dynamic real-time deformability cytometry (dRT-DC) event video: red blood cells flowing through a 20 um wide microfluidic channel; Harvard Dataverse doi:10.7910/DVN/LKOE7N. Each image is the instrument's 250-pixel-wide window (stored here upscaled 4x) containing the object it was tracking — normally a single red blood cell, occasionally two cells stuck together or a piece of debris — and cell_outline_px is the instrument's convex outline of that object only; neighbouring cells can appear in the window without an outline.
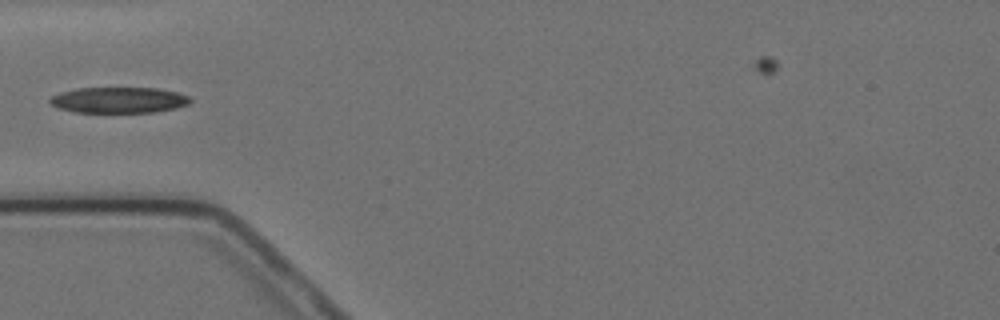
{"species": "Egyptian fruit bat (a non-hibernating species)", "species_latin": "Rousettus aegyptiacus", "temperature_condition": "cold", "stored_images_in_passage": 13, "camera_frame_rate_fps": 3000, "um_per_image_px": 0.085, "animal": {"sex": "female"}, "frame": {"image": 1, "passage_image": 3, "time_ms": 3.333, "image_size_px": [1000, 320], "cell_outline_px": [[192, 100], [188, 104], [176, 108], [156, 112], [76, 112], [56, 108], [48, 100], [52, 96], [60, 92], [76, 88], [160, 88], [176, 92], [188, 96]], "centroid_in_image_um": [10.09, 8.5], "position_along_channel_um": 74.9, "area_um2": 21.21}}
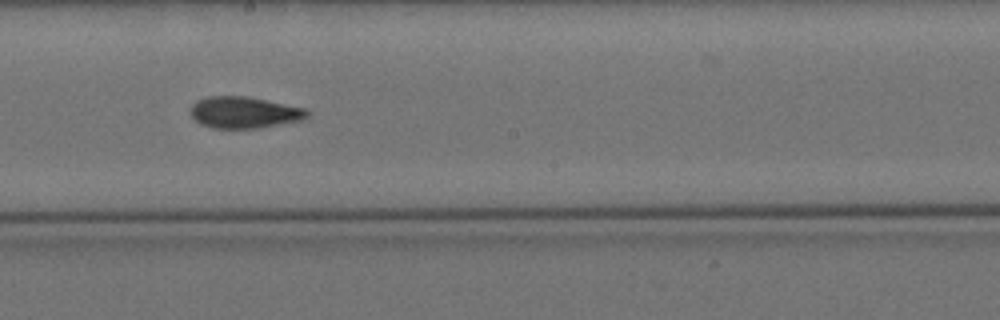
{"frame": {"image": 2, "passage_image": 7, "time_ms": 7.667, "image_size_px": [1000, 320], "cell_outline_px": [[308, 116], [304, 120], [256, 128], [212, 128], [200, 124], [192, 116], [192, 104], [196, 100], [208, 96], [248, 96], [304, 108], [308, 112]], "centroid_in_image_um": [20.75, 9.55], "position_along_channel_um": 227.5, "area_um2": 21.33}}
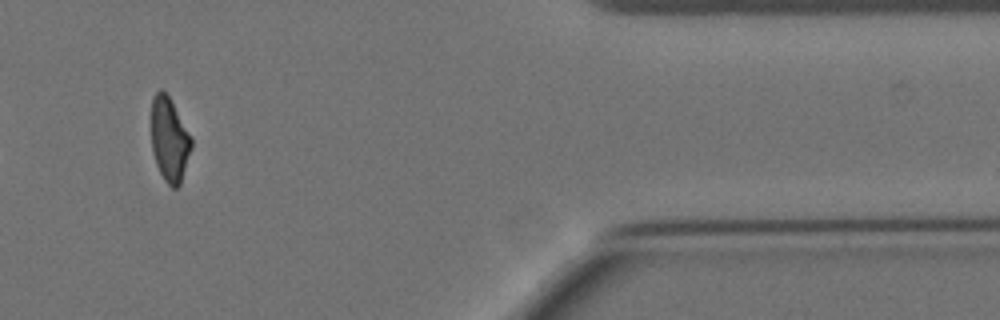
{"frame": {"image": 3, "passage_image": 12, "time_ms": 13.667, "image_size_px": [1000, 320], "cell_outline_px": [[192, 148], [180, 184], [176, 188], [172, 188], [164, 180], [156, 164], [152, 152], [152, 96], [160, 88], [168, 96], [192, 136]], "centroid_in_image_um": [14.41, 11.87], "position_along_channel_um": 397.0, "area_um2": 19.59}}